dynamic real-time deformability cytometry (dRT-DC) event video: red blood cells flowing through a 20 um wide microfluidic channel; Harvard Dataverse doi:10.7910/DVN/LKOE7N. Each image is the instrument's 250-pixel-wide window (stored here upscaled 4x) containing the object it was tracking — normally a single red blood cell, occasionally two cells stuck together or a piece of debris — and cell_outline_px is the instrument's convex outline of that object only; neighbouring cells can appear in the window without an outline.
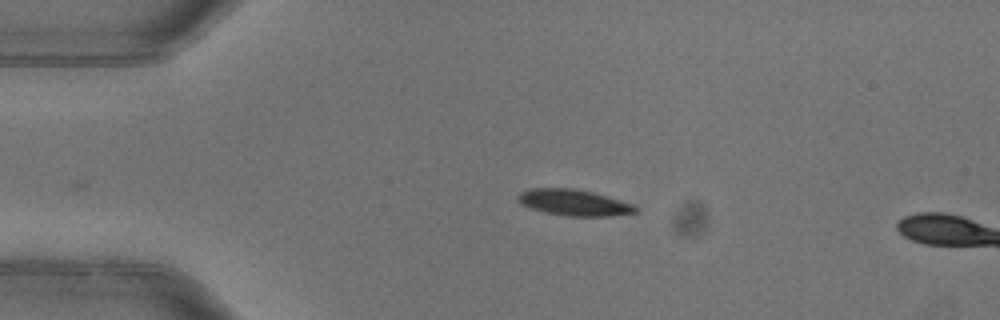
{"species": "common noctule bat (a hibernating species)", "species_latin": "Nyctalus noctula", "temperature_condition": "warm", "stored_images_in_passage": 4, "camera_frame_rate_fps": 3000, "um_per_image_px": 0.085, "animal": {"sex": "female"}, "frame": {"image": 1, "passage_image": 4, "time_ms": 1.0, "image_size_px": [1000, 320], "cell_outline_px": [[640, 208], [636, 212], [612, 216], [568, 216], [544, 212], [520, 204], [516, 200], [516, 196], [520, 192], [532, 188], [572, 188], [592, 192], [636, 204]], "centroid_in_image_um": [48.8, 17.22], "position_along_channel_um": 36.2, "area_um2": 18.09}}